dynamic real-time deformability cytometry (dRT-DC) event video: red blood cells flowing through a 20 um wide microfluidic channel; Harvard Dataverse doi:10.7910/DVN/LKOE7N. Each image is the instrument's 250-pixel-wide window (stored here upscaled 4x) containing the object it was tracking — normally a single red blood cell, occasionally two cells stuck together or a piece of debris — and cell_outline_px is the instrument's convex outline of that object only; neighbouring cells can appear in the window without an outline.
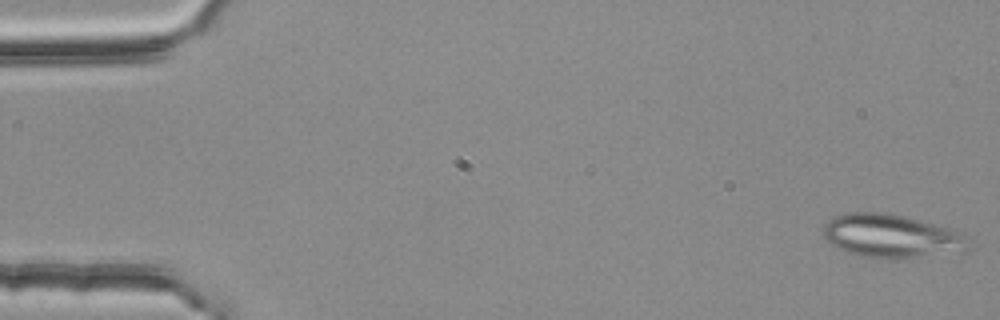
{"species": "common noctule bat (a hibernating species)", "species_latin": "Nyctalus noctula", "temperature_condition": "room temperature", "stored_images_in_passage": 4, "camera_frame_rate_fps": 3000, "um_per_image_px": 0.085, "animal": {"sex": "female", "body_mass_g": 25.1}, "frame": {"image": 1, "passage_image": 1, "time_ms": 0.0, "image_size_px": [1000, 320], "cell_outline_px": [[968, 248], [964, 252], [904, 260], [888, 260], [856, 256], [844, 252], [832, 244], [824, 236], [824, 224], [828, 220], [836, 216], [852, 212], [888, 212], [908, 216], [952, 228], [964, 232]], "centroid_in_image_um": [75.83, 20.1], "position_along_channel_um": 9.2, "area_um2": 38.03}}